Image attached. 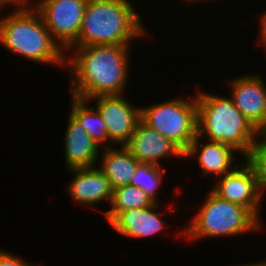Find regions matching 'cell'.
Returning a JSON list of instances; mask_svg holds the SVG:
<instances>
[{
    "instance_id": "1",
    "label": "cell",
    "mask_w": 266,
    "mask_h": 266,
    "mask_svg": "<svg viewBox=\"0 0 266 266\" xmlns=\"http://www.w3.org/2000/svg\"><path fill=\"white\" fill-rule=\"evenodd\" d=\"M129 47L132 46L102 44L70 47L66 51L65 66L70 68L68 71L71 73L70 96L88 100L101 95H126L131 72L129 55L132 49Z\"/></svg>"
},
{
    "instance_id": "2",
    "label": "cell",
    "mask_w": 266,
    "mask_h": 266,
    "mask_svg": "<svg viewBox=\"0 0 266 266\" xmlns=\"http://www.w3.org/2000/svg\"><path fill=\"white\" fill-rule=\"evenodd\" d=\"M134 5L129 0H88L78 39L71 47L131 46L135 38L149 37Z\"/></svg>"
},
{
    "instance_id": "3",
    "label": "cell",
    "mask_w": 266,
    "mask_h": 266,
    "mask_svg": "<svg viewBox=\"0 0 266 266\" xmlns=\"http://www.w3.org/2000/svg\"><path fill=\"white\" fill-rule=\"evenodd\" d=\"M197 135L232 147L244 159L261 134L228 96L198 89Z\"/></svg>"
},
{
    "instance_id": "4",
    "label": "cell",
    "mask_w": 266,
    "mask_h": 266,
    "mask_svg": "<svg viewBox=\"0 0 266 266\" xmlns=\"http://www.w3.org/2000/svg\"><path fill=\"white\" fill-rule=\"evenodd\" d=\"M0 44L30 62L66 66V52L53 39L37 10H13L1 16Z\"/></svg>"
},
{
    "instance_id": "5",
    "label": "cell",
    "mask_w": 266,
    "mask_h": 266,
    "mask_svg": "<svg viewBox=\"0 0 266 266\" xmlns=\"http://www.w3.org/2000/svg\"><path fill=\"white\" fill-rule=\"evenodd\" d=\"M208 193L194 219L177 235L195 241L223 236L238 237L262 229L263 224L247 208L221 199L212 191Z\"/></svg>"
},
{
    "instance_id": "6",
    "label": "cell",
    "mask_w": 266,
    "mask_h": 266,
    "mask_svg": "<svg viewBox=\"0 0 266 266\" xmlns=\"http://www.w3.org/2000/svg\"><path fill=\"white\" fill-rule=\"evenodd\" d=\"M183 96L140 107V119L173 142L183 153L197 135L196 95Z\"/></svg>"
},
{
    "instance_id": "7",
    "label": "cell",
    "mask_w": 266,
    "mask_h": 266,
    "mask_svg": "<svg viewBox=\"0 0 266 266\" xmlns=\"http://www.w3.org/2000/svg\"><path fill=\"white\" fill-rule=\"evenodd\" d=\"M88 0H42L37 11L53 39L66 52L78 39Z\"/></svg>"
},
{
    "instance_id": "8",
    "label": "cell",
    "mask_w": 266,
    "mask_h": 266,
    "mask_svg": "<svg viewBox=\"0 0 266 266\" xmlns=\"http://www.w3.org/2000/svg\"><path fill=\"white\" fill-rule=\"evenodd\" d=\"M122 95L95 96V108L101 115L108 132V147L124 146L135 131L140 120V107ZM131 102V103H130Z\"/></svg>"
},
{
    "instance_id": "9",
    "label": "cell",
    "mask_w": 266,
    "mask_h": 266,
    "mask_svg": "<svg viewBox=\"0 0 266 266\" xmlns=\"http://www.w3.org/2000/svg\"><path fill=\"white\" fill-rule=\"evenodd\" d=\"M231 172L215 179L212 192L221 199L247 208L261 223L263 195L252 167L243 159Z\"/></svg>"
},
{
    "instance_id": "10",
    "label": "cell",
    "mask_w": 266,
    "mask_h": 266,
    "mask_svg": "<svg viewBox=\"0 0 266 266\" xmlns=\"http://www.w3.org/2000/svg\"><path fill=\"white\" fill-rule=\"evenodd\" d=\"M234 105L260 132L266 131V84L260 74H245L227 80Z\"/></svg>"
},
{
    "instance_id": "11",
    "label": "cell",
    "mask_w": 266,
    "mask_h": 266,
    "mask_svg": "<svg viewBox=\"0 0 266 266\" xmlns=\"http://www.w3.org/2000/svg\"><path fill=\"white\" fill-rule=\"evenodd\" d=\"M140 163H151L161 166L165 158H183V152L169 139L141 119L136 125L130 140L124 145Z\"/></svg>"
},
{
    "instance_id": "12",
    "label": "cell",
    "mask_w": 266,
    "mask_h": 266,
    "mask_svg": "<svg viewBox=\"0 0 266 266\" xmlns=\"http://www.w3.org/2000/svg\"><path fill=\"white\" fill-rule=\"evenodd\" d=\"M236 154L239 155L237 151L226 144L204 140V138L196 135L188 149L183 153V158L193 157L192 159H194L196 157L199 169L202 170V177L214 175L220 178L237 166Z\"/></svg>"
},
{
    "instance_id": "13",
    "label": "cell",
    "mask_w": 266,
    "mask_h": 266,
    "mask_svg": "<svg viewBox=\"0 0 266 266\" xmlns=\"http://www.w3.org/2000/svg\"><path fill=\"white\" fill-rule=\"evenodd\" d=\"M73 176L66 187L67 195L76 203L94 206L100 203H111L113 188L109 179L99 170L98 166L89 168L69 169Z\"/></svg>"
},
{
    "instance_id": "14",
    "label": "cell",
    "mask_w": 266,
    "mask_h": 266,
    "mask_svg": "<svg viewBox=\"0 0 266 266\" xmlns=\"http://www.w3.org/2000/svg\"><path fill=\"white\" fill-rule=\"evenodd\" d=\"M160 203L145 208H133L120 212L110 223L114 231L131 239L148 238L162 233L167 222L158 213Z\"/></svg>"
},
{
    "instance_id": "15",
    "label": "cell",
    "mask_w": 266,
    "mask_h": 266,
    "mask_svg": "<svg viewBox=\"0 0 266 266\" xmlns=\"http://www.w3.org/2000/svg\"><path fill=\"white\" fill-rule=\"evenodd\" d=\"M64 137L65 168L95 167L98 162L100 147L88 135V132L69 113Z\"/></svg>"
},
{
    "instance_id": "16",
    "label": "cell",
    "mask_w": 266,
    "mask_h": 266,
    "mask_svg": "<svg viewBox=\"0 0 266 266\" xmlns=\"http://www.w3.org/2000/svg\"><path fill=\"white\" fill-rule=\"evenodd\" d=\"M102 148L98 158L99 170L109 179L112 188L130 184L137 165L140 163L125 146ZM102 157V158H101Z\"/></svg>"
},
{
    "instance_id": "17",
    "label": "cell",
    "mask_w": 266,
    "mask_h": 266,
    "mask_svg": "<svg viewBox=\"0 0 266 266\" xmlns=\"http://www.w3.org/2000/svg\"><path fill=\"white\" fill-rule=\"evenodd\" d=\"M70 114L88 132L92 140L101 148H108V132L101 115L88 100L71 96ZM102 144V145H101Z\"/></svg>"
},
{
    "instance_id": "18",
    "label": "cell",
    "mask_w": 266,
    "mask_h": 266,
    "mask_svg": "<svg viewBox=\"0 0 266 266\" xmlns=\"http://www.w3.org/2000/svg\"><path fill=\"white\" fill-rule=\"evenodd\" d=\"M155 202L140 188L128 184L113 189L109 210L103 212L109 224L120 212L149 207Z\"/></svg>"
},
{
    "instance_id": "19",
    "label": "cell",
    "mask_w": 266,
    "mask_h": 266,
    "mask_svg": "<svg viewBox=\"0 0 266 266\" xmlns=\"http://www.w3.org/2000/svg\"><path fill=\"white\" fill-rule=\"evenodd\" d=\"M163 168L151 163H139L130 184L142 189L155 203H160L158 190L166 170Z\"/></svg>"
},
{
    "instance_id": "20",
    "label": "cell",
    "mask_w": 266,
    "mask_h": 266,
    "mask_svg": "<svg viewBox=\"0 0 266 266\" xmlns=\"http://www.w3.org/2000/svg\"><path fill=\"white\" fill-rule=\"evenodd\" d=\"M244 160L252 167L259 189L264 196L266 192V135L261 133Z\"/></svg>"
},
{
    "instance_id": "21",
    "label": "cell",
    "mask_w": 266,
    "mask_h": 266,
    "mask_svg": "<svg viewBox=\"0 0 266 266\" xmlns=\"http://www.w3.org/2000/svg\"><path fill=\"white\" fill-rule=\"evenodd\" d=\"M42 0H0V12L8 6H13L14 10H37ZM35 2V3H34ZM16 6V7H14Z\"/></svg>"
},
{
    "instance_id": "22",
    "label": "cell",
    "mask_w": 266,
    "mask_h": 266,
    "mask_svg": "<svg viewBox=\"0 0 266 266\" xmlns=\"http://www.w3.org/2000/svg\"><path fill=\"white\" fill-rule=\"evenodd\" d=\"M17 254L7 252V249H0V266H39L38 264L26 262L20 256H15Z\"/></svg>"
},
{
    "instance_id": "23",
    "label": "cell",
    "mask_w": 266,
    "mask_h": 266,
    "mask_svg": "<svg viewBox=\"0 0 266 266\" xmlns=\"http://www.w3.org/2000/svg\"><path fill=\"white\" fill-rule=\"evenodd\" d=\"M263 13L261 14L260 13V16H258L259 17V25H260V27H259V41L261 42V44H262V47L265 49V51H266V11L264 12V11H262Z\"/></svg>"
},
{
    "instance_id": "24",
    "label": "cell",
    "mask_w": 266,
    "mask_h": 266,
    "mask_svg": "<svg viewBox=\"0 0 266 266\" xmlns=\"http://www.w3.org/2000/svg\"><path fill=\"white\" fill-rule=\"evenodd\" d=\"M238 266H266V260L250 262V263L241 264V265H238Z\"/></svg>"
},
{
    "instance_id": "25",
    "label": "cell",
    "mask_w": 266,
    "mask_h": 266,
    "mask_svg": "<svg viewBox=\"0 0 266 266\" xmlns=\"http://www.w3.org/2000/svg\"><path fill=\"white\" fill-rule=\"evenodd\" d=\"M186 1H187V2H190V4H191V3H197V2L199 3V2H201V1H204V2L206 1V2H207V1H209V0H185V2H186Z\"/></svg>"
}]
</instances>
